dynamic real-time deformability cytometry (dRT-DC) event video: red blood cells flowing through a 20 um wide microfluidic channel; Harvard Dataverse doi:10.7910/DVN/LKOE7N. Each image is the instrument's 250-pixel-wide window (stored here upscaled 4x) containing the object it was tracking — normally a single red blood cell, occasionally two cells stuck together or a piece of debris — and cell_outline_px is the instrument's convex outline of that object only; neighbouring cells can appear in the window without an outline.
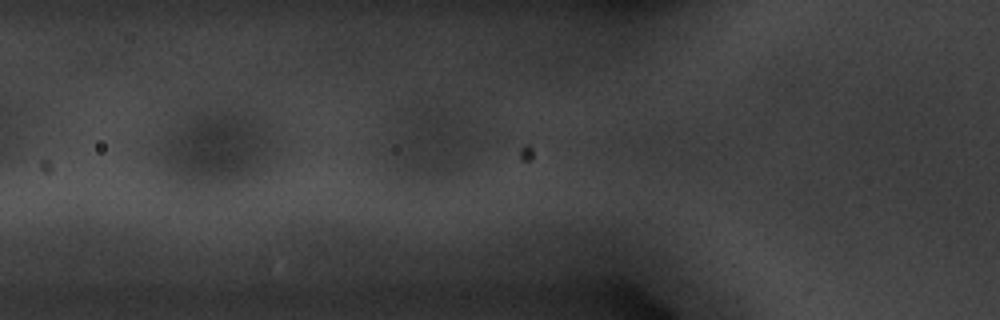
{"species": "common noctule bat (a hibernating species)", "species_latin": "Nyctalus noctula", "temperature_condition": "warm", "stored_images_in_passage": 10, "camera_frame_rate_fps": 3000, "um_per_image_px": 0.085, "animal": {"sex": "male", "body_mass_g": 20.1, "forearm_length_mm": 53.5}, "frame": {"image": 1, "passage_image": 4, "time_ms": 1.0, "image_size_px": [1000, 320], "cell_outline_px": [[392, 248], [388, 252], [308, 256], [264, 256], [256, 252], [264, 240], [272, 236], [312, 232], [392, 240]], "centroid_in_image_um": [27.31, 20.83], "position_along_channel_um": 98.5, "area_um2": 18.09}}